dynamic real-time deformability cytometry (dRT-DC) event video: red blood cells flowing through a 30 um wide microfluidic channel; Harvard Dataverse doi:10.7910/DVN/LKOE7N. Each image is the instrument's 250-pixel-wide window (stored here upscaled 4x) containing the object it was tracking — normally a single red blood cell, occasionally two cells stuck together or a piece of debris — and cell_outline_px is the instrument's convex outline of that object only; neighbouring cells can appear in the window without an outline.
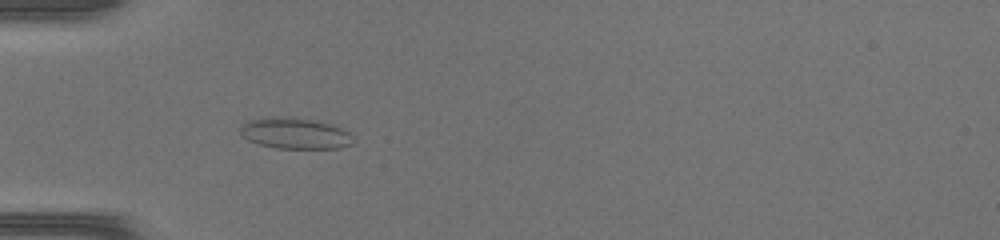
{"species": "common noctule bat (a hibernating species)", "species_latin": "Nyctalus noctula", "temperature_condition": "warm", "stored_images_in_passage": 34, "camera_frame_rate_fps": 3000, "um_per_image_px": 0.085, "animal": {"sex": "female", "body_mass_g": 17.0, "forearm_length_mm": 48.0}, "frame": {"image": 1, "passage_image": 2, "time_ms": 0.333, "image_size_px": [1000, 240], "cell_outline_px": [[356, 144], [340, 148], [276, 148], [260, 144], [248, 140], [240, 132], [240, 124], [252, 120], [268, 116], [292, 116], [316, 120], [332, 124], [348, 132], [352, 136]], "centroid_in_image_um": [25.11, 11.32], "position_along_channel_um": 59.9, "area_um2": 20.75}}
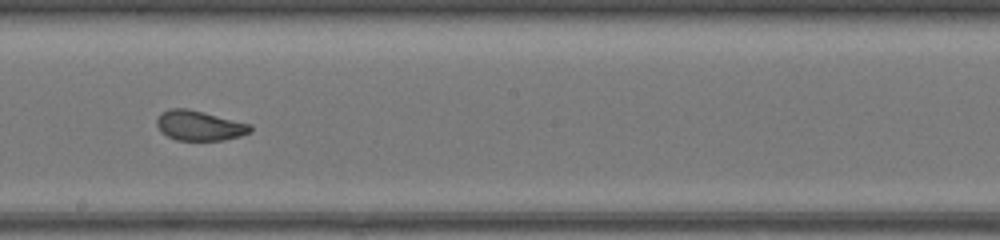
{"frame": {"image": 2, "passage_image": 14, "time_ms": 4.333, "image_size_px": [1000, 240], "cell_outline_px": [[252, 132], [240, 136], [224, 140], [176, 140], [160, 132], [156, 124], [156, 120], [168, 108], [188, 108], [252, 124]], "centroid_in_image_um": [16.97, 10.67], "position_along_channel_um": 231.2, "area_um2": 16.42}}
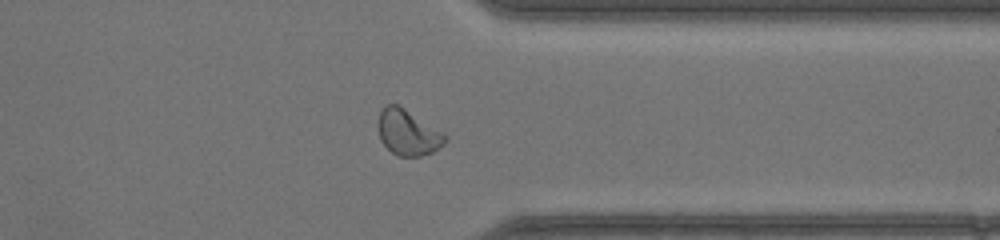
{"frame": {"image": 3, "passage_image": 24, "time_ms": 7.667, "image_size_px": [1000, 240], "cell_outline_px": [[448, 140], [444, 144], [432, 152], [420, 156], [400, 156], [392, 152], [380, 140], [376, 124], [376, 120], [380, 112], [388, 104], [396, 104], [404, 108], [444, 132]], "centroid_in_image_um": [34.66, 11.26], "position_along_channel_um": 376.7, "area_um2": 17.86}}